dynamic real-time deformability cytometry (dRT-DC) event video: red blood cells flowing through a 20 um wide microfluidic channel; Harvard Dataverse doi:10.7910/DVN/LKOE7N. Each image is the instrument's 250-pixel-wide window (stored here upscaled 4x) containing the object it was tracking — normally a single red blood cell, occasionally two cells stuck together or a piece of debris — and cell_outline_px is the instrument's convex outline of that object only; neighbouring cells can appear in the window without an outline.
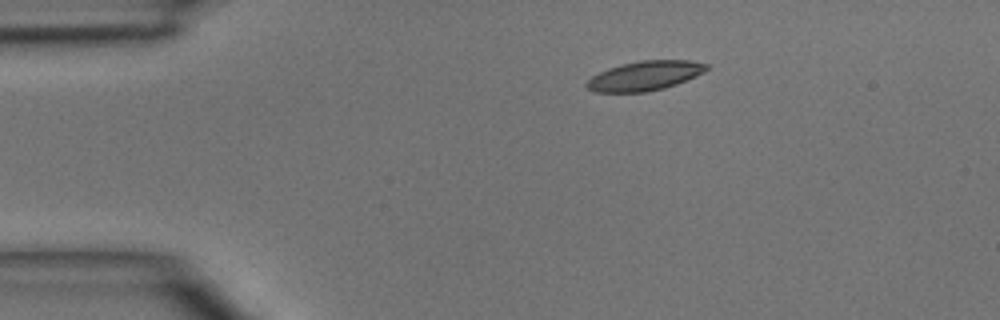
{"species": "common noctule bat (a hibernating species)", "species_latin": "Nyctalus noctula", "temperature_condition": "room temperature", "stored_images_in_passage": 39, "camera_frame_rate_fps": 3000, "um_per_image_px": 0.085, "animal": {"sex": "male", "body_mass_g": 15.6}, "frame": {"image": 1, "passage_image": 1, "time_ms": 0.0, "image_size_px": [1000, 320], "cell_outline_px": [[708, 68], [704, 72], [696, 76], [676, 84], [664, 88], [648, 92], [596, 92], [588, 88], [584, 84], [592, 76], [608, 68], [620, 64], [640, 60], [692, 60], [708, 64]], "centroid_in_image_um": [54.82, 6.43], "position_along_channel_um": 30.2, "area_um2": 20.63}}
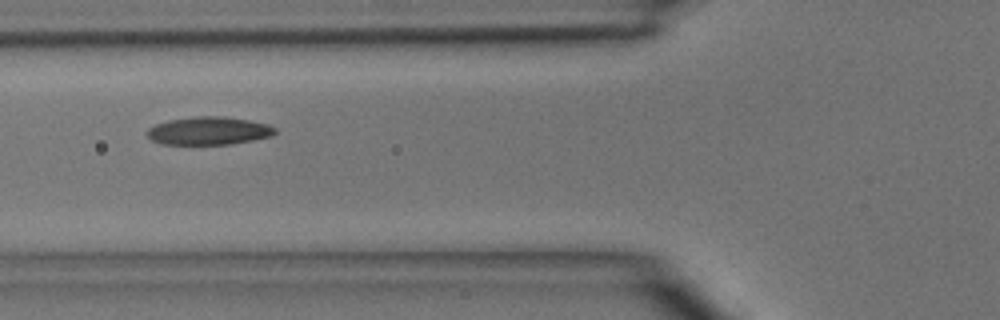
{"frame": {"image": 2, "passage_image": 10, "time_ms": 3.0, "image_size_px": [1000, 320], "cell_outline_px": [[276, 132], [272, 136], [252, 140], [228, 144], [160, 144], [152, 140], [148, 136], [148, 128], [156, 124], [168, 120], [196, 116], [224, 116], [248, 120], [268, 124], [276, 128]], "centroid_in_image_um": [17.75, 11.11], "position_along_channel_um": 108.1, "area_um2": 20.81}}
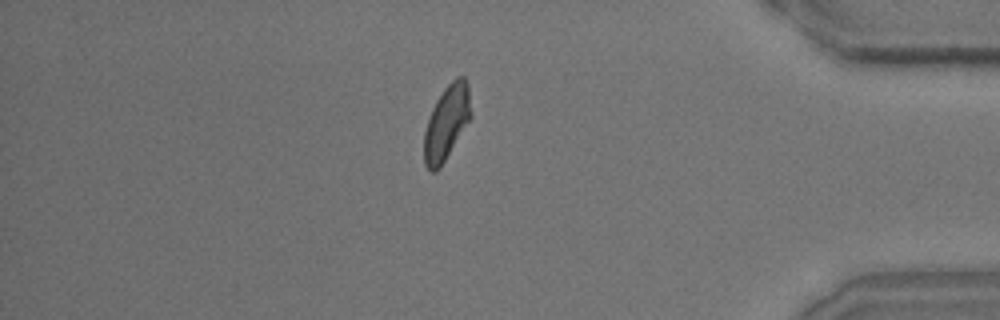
{"frame": {"image": 3, "passage_image": 33, "time_ms": 10.667, "image_size_px": [1000, 320], "cell_outline_px": [[472, 116], [440, 168], [436, 172], [432, 172], [424, 164], [424, 132], [432, 108], [436, 100], [444, 88], [456, 76], [464, 76], [468, 84]], "centroid_in_image_um": [37.96, 10.41], "position_along_channel_um": 397.2, "area_um2": 20.35}}